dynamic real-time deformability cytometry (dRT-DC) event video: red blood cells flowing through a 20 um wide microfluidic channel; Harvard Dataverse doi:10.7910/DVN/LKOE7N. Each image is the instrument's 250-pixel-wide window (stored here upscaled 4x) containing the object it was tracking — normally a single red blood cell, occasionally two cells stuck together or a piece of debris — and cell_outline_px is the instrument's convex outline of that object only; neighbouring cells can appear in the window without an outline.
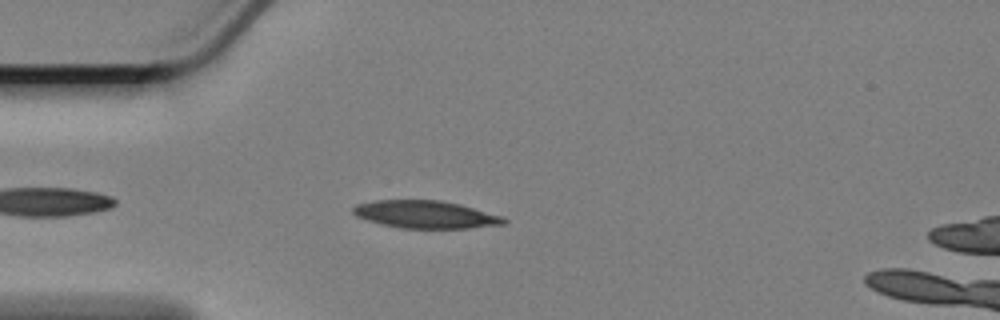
{"species": "Egyptian fruit bat (a non-hibernating species)", "species_latin": "Rousettus aegyptiacus", "temperature_condition": "cold", "stored_images_in_passage": 25, "camera_frame_rate_fps": 3000, "um_per_image_px": 0.085, "animal": {"sex": "female"}, "frame": {"image": 1, "passage_image": 5, "time_ms": 1.333, "image_size_px": [1000, 320], "cell_outline_px": [[508, 220], [504, 224], [468, 228], [400, 228], [368, 220], [356, 216], [352, 212], [352, 208], [356, 204], [376, 200], [440, 200], [460, 204], [504, 216]], "centroid_in_image_um": [36.2, 18.22], "position_along_channel_um": 48.8, "area_um2": 24.22}}
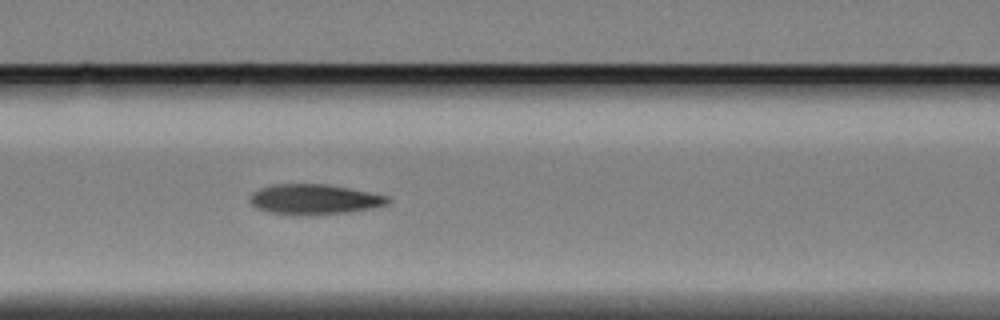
{"frame": {"image": 2, "passage_image": 14, "time_ms": 4.333, "image_size_px": [1000, 320], "cell_outline_px": [[392, 200], [388, 204], [368, 208], [344, 212], [268, 212], [256, 208], [248, 200], [252, 192], [260, 188], [272, 184], [324, 184], [348, 188], [388, 196]], "centroid_in_image_um": [26.68, 16.89], "position_along_channel_um": 139.9, "area_um2": 23.06}}
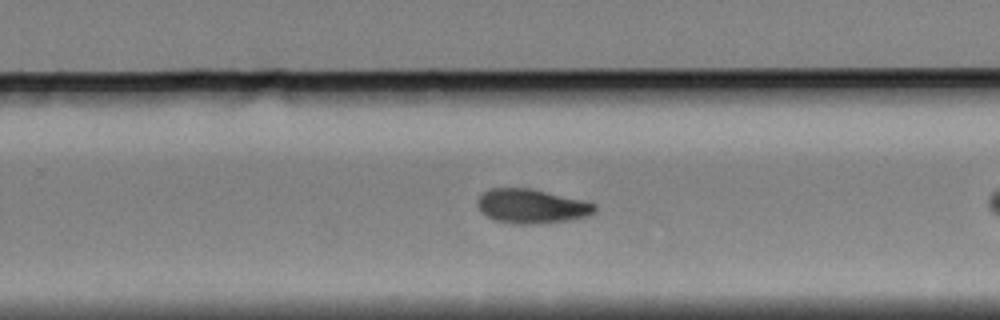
{"frame": {"image": 3, "passage_image": 23, "time_ms": 7.333, "image_size_px": [1000, 320], "cell_outline_px": [[596, 212], [584, 216], [568, 220], [540, 224], [516, 224], [496, 220], [480, 212], [476, 204], [476, 200], [484, 192], [492, 188], [528, 188], [588, 200], [596, 204]], "centroid_in_image_um": [45.2, 17.52], "position_along_channel_um": 284.6, "area_um2": 23.58}}